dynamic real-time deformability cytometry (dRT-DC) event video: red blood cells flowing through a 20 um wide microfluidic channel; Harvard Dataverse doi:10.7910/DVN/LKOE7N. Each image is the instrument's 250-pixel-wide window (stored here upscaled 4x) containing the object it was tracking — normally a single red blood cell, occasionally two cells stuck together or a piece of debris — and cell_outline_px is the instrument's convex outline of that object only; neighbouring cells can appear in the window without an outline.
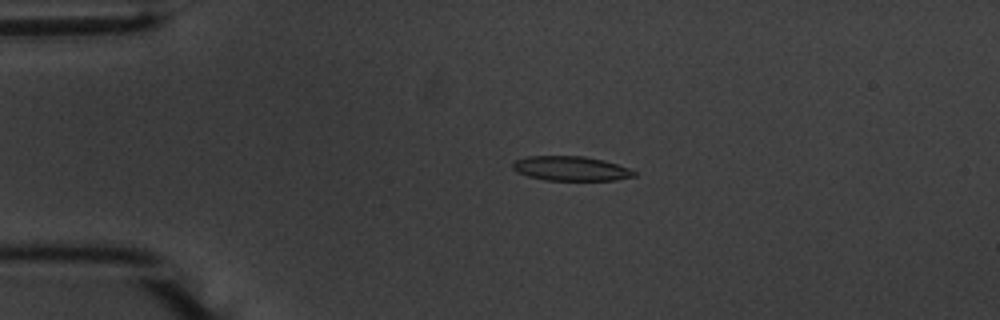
{"species": "common noctule bat (a hibernating species)", "species_latin": "Nyctalus noctula", "temperature_condition": "warm", "stored_images_in_passage": 54, "camera_frame_rate_fps": 3000, "um_per_image_px": 0.085, "animal": {"sex": "male", "body_mass_g": 20.1, "forearm_length_mm": 53.5}, "frame": {"image": 1, "passage_image": 12, "time_ms": 3.667, "image_size_px": [1000, 320], "cell_outline_px": [[636, 176], [616, 180], [544, 180], [528, 176], [516, 172], [512, 168], [512, 164], [516, 160], [528, 156], [584, 156], [604, 160], [628, 168], [636, 172]], "centroid_in_image_um": [48.51, 14.32], "position_along_channel_um": 36.5, "area_um2": 17.34}}
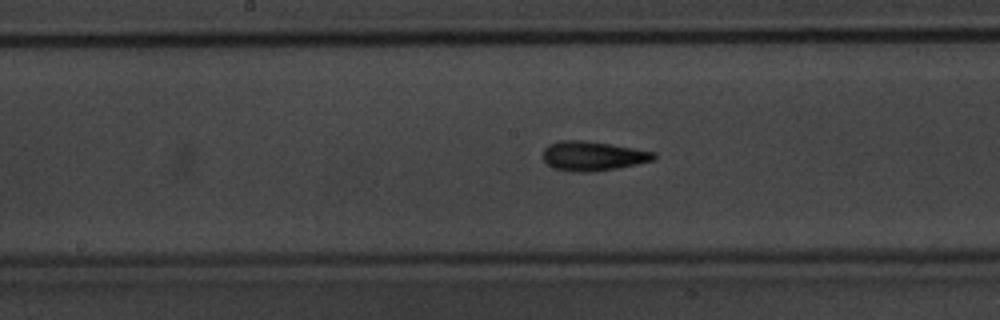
{"frame": {"image": 2, "passage_image": 28, "time_ms": 9.0, "image_size_px": [1000, 320], "cell_outline_px": [[656, 160], [616, 168], [584, 172], [580, 172], [556, 168], [548, 164], [544, 160], [544, 148], [548, 144], [560, 140], [580, 140], [608, 144], [656, 152]], "centroid_in_image_um": [50.41, 13.24], "position_along_channel_um": 197.8, "area_um2": 18.61}}
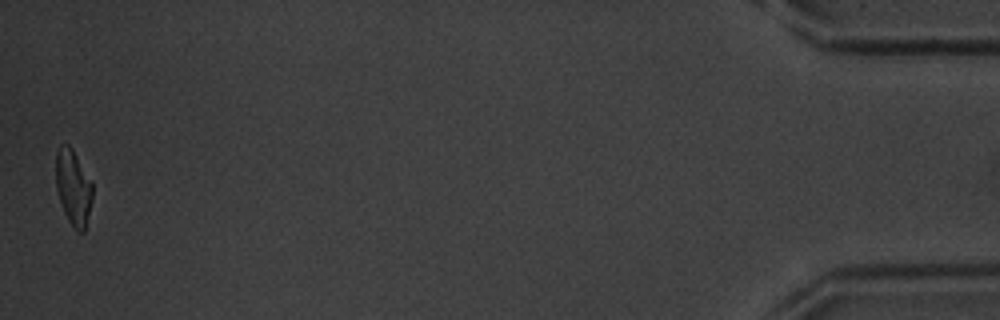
{"frame": {"image": 3, "passage_image": 54, "time_ms": 17.667, "image_size_px": [1000, 320], "cell_outline_px": [[92, 200], [84, 232], [76, 232], [68, 220], [64, 212], [56, 188], [56, 152], [60, 144], [68, 144], [72, 148], [92, 184]], "centroid_in_image_um": [6.21, 15.94], "position_along_channel_um": 429.0, "area_um2": 15.95}, "authors_computed_cell_mechanics": {"area_um2": 17.4556, "velocity_mm_per_s": 3.7185, "shape_relaxation_time_tau1_ms": 3.2425, "shape_relaxation_time_tau2_ms": 1.6702, "deformation_change_tau1": 0.1726, "deformation_change_tau2": 0.1112}}